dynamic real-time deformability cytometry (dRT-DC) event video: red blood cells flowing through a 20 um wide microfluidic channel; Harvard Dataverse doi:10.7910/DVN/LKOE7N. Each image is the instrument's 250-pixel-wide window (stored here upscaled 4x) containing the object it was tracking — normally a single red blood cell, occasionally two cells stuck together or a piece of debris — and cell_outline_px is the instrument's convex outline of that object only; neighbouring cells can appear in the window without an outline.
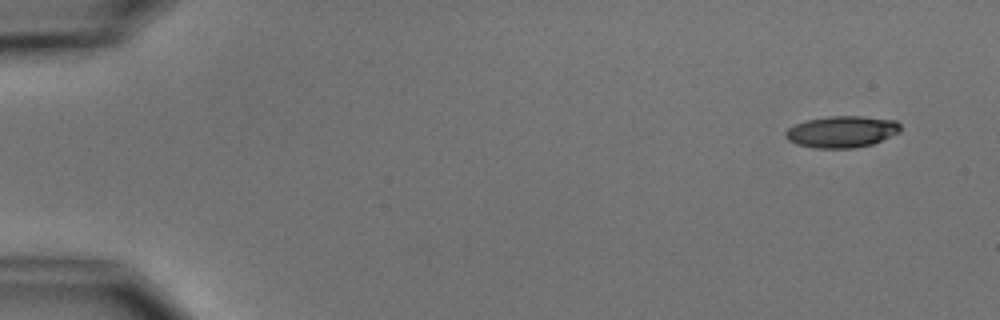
{"species": "common noctule bat (a hibernating species)", "species_latin": "Nyctalus noctula", "temperature_condition": "cold", "stored_images_in_passage": 6, "camera_frame_rate_fps": 3000, "um_per_image_px": 0.085, "animal": {"sex": "male", "body_mass_g": 15.6}, "frame": {"image": 1, "passage_image": 1, "time_ms": 0.0, "image_size_px": [1000, 320], "cell_outline_px": [[900, 132], [872, 144], [852, 148], [812, 148], [796, 144], [788, 140], [784, 136], [784, 132], [788, 128], [796, 124], [808, 120], [828, 116], [860, 116], [896, 120], [900, 124]], "centroid_in_image_um": [71.53, 11.2], "position_along_channel_um": 13.5, "area_um2": 21.15}}
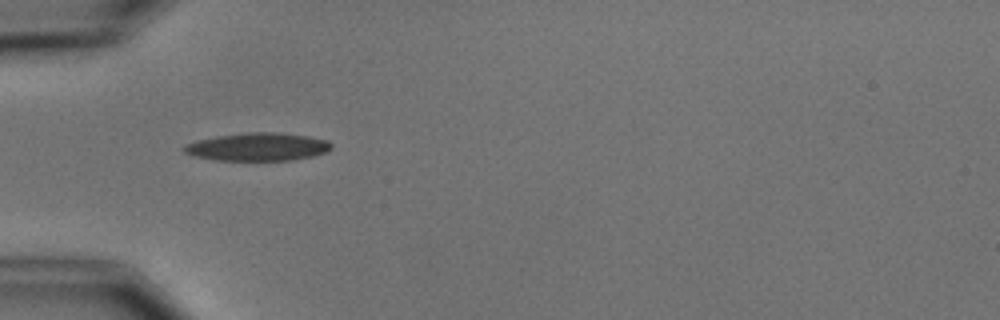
{"frame": {"image": 2, "passage_image": 5, "time_ms": 4.667, "image_size_px": [1000, 320], "cell_outline_px": [[332, 148], [324, 152], [312, 156], [292, 160], [216, 160], [192, 156], [184, 152], [180, 148], [184, 144], [196, 140], [216, 136], [248, 132], [280, 132], [308, 136], [328, 140], [332, 144]], "centroid_in_image_um": [21.86, 12.47], "position_along_channel_um": 63.1, "area_um2": 24.22}}